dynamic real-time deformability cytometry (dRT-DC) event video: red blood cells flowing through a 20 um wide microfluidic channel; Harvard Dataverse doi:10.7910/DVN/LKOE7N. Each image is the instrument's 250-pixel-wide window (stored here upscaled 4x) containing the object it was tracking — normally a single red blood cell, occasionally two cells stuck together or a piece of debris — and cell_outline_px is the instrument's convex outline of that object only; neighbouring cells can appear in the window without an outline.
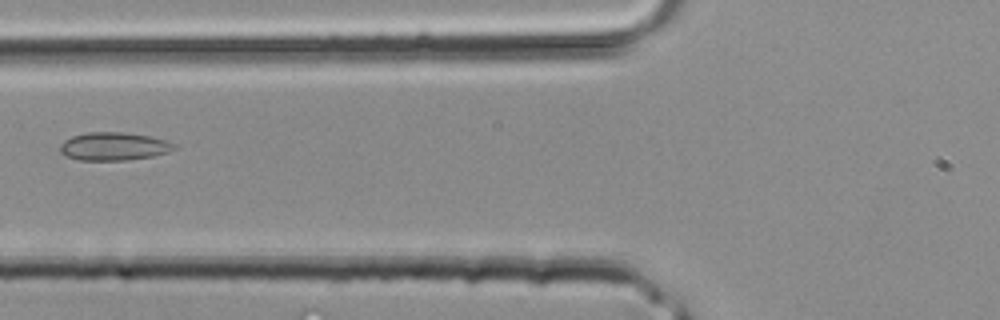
{"species": "common noctule bat (a hibernating species)", "species_latin": "Nyctalus noctula", "temperature_condition": "room temperature", "stored_images_in_passage": 3, "camera_frame_rate_fps": 3000, "um_per_image_px": 0.085, "animal": {"sex": "male", "body_mass_g": 20.4}, "frame": {"image": 1, "passage_image": 3, "time_ms": 0.667, "image_size_px": [1000, 320], "cell_outline_px": [[176, 148], [168, 152], [152, 156], [124, 160], [80, 160], [64, 156], [60, 152], [60, 144], [64, 140], [72, 136], [88, 132], [124, 132], [148, 136], [164, 140], [176, 144]], "centroid_in_image_um": [9.63, 12.44], "position_along_channel_um": 116.2, "area_um2": 18.61}}